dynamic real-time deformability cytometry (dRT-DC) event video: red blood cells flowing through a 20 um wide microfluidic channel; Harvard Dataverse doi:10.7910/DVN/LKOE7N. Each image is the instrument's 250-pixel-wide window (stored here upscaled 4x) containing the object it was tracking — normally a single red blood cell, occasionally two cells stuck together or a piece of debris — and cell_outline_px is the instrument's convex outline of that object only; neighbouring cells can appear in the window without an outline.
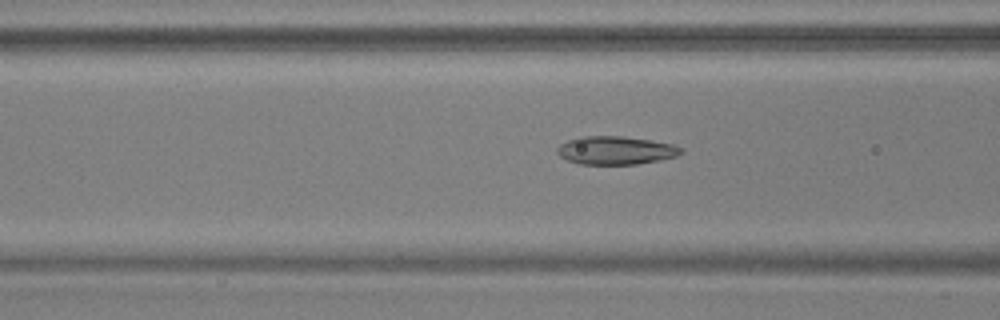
{"species": "common noctule bat (a hibernating species)", "species_latin": "Nyctalus noctula", "temperature_condition": "warm", "stored_images_in_passage": 56, "camera_frame_rate_fps": 3000, "um_per_image_px": 0.085, "animal": {"sex": "male", "body_mass_g": 17.9, "forearm_length_mm": 54.2}, "frame": {"image": 1, "passage_image": 22, "time_ms": 7.0, "image_size_px": [1000, 320], "cell_outline_px": [[684, 152], [676, 156], [660, 160], [636, 164], [580, 164], [568, 160], [560, 156], [556, 152], [556, 148], [560, 144], [568, 140], [580, 136], [624, 136], [652, 140], [672, 144], [680, 148]], "centroid_in_image_um": [52.32, 12.77], "position_along_channel_um": 114.3, "area_um2": 20.4}}
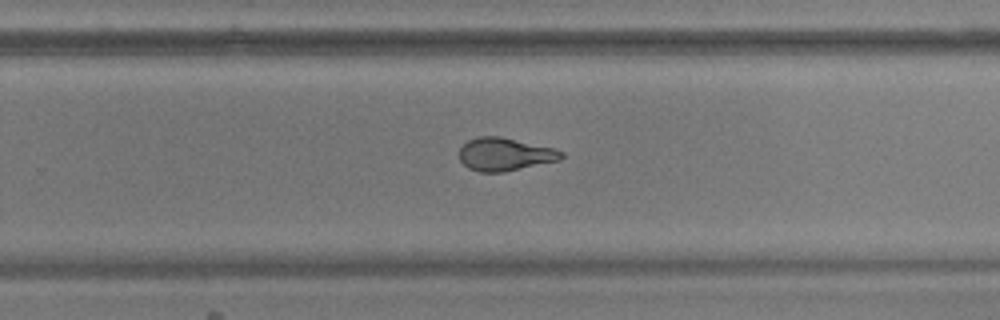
{"frame": {"image": 2, "passage_image": 36, "time_ms": 11.667, "image_size_px": [1000, 320], "cell_outline_px": [[564, 156], [560, 160], [504, 172], [480, 172], [468, 168], [460, 160], [460, 148], [468, 140], [480, 136], [500, 136], [556, 148], [564, 152]], "centroid_in_image_um": [42.95, 13.11], "position_along_channel_um": 286.9, "area_um2": 19.71}}
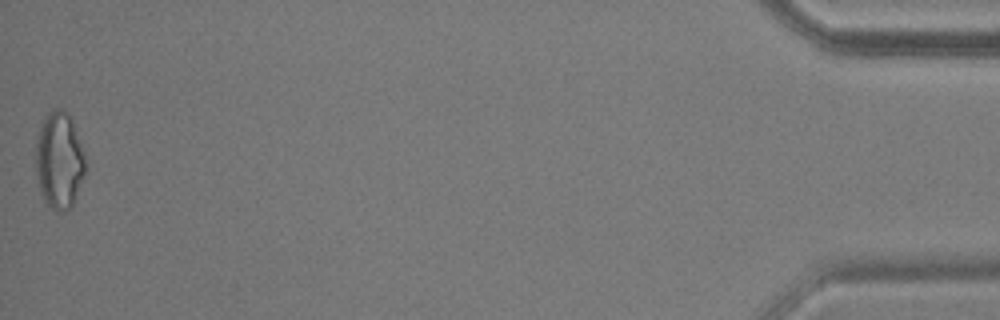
{"frame": {"image": 3, "passage_image": 55, "time_ms": 18.0, "image_size_px": [1000, 320], "cell_outline_px": [[84, 172], [72, 204], [68, 208], [60, 212], [56, 212], [44, 200], [40, 192], [36, 172], [36, 140], [44, 116], [52, 108], [64, 108], [72, 120], [84, 152]], "centroid_in_image_um": [5.0, 13.58], "position_along_channel_um": 430.2, "area_um2": 27.69}}